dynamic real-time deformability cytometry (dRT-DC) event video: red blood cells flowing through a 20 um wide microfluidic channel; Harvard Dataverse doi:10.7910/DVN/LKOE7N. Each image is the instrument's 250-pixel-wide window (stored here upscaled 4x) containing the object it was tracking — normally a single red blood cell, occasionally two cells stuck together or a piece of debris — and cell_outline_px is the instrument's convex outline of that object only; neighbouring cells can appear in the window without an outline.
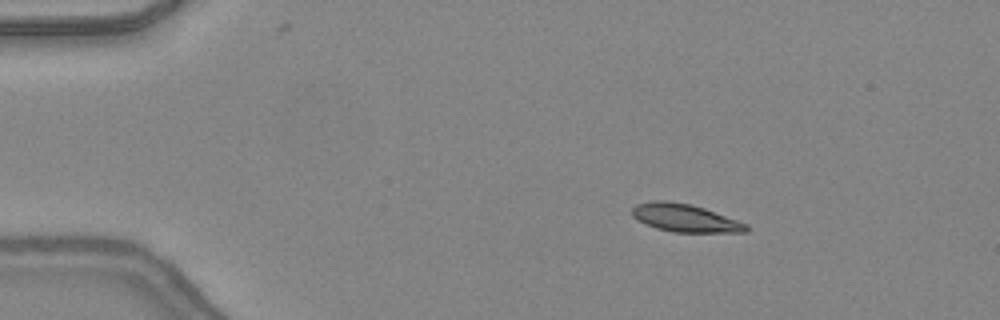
{"species": "common noctule bat (a hibernating species)", "species_latin": "Nyctalus noctula", "temperature_condition": "warm", "stored_images_in_passage": 43, "camera_frame_rate_fps": 3000, "um_per_image_px": 0.085, "animal": {"sex": "female", "body_mass_g": 24.6, "forearm_length_mm": 56.2}, "frame": {"image": 1, "passage_image": 3, "time_ms": 0.667, "image_size_px": [1000, 320], "cell_outline_px": [[748, 232], [672, 232], [656, 228], [632, 216], [632, 208], [636, 204], [652, 200], [664, 200], [692, 204], [704, 208], [748, 224]], "centroid_in_image_um": [58.23, 18.52], "position_along_channel_um": 26.8, "area_um2": 18.44}}
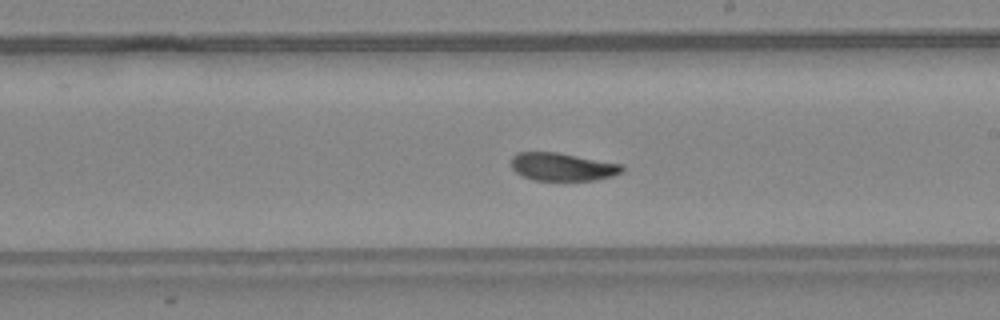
{"frame": {"image": 2, "passage_image": 23, "time_ms": 7.333, "image_size_px": [1000, 320], "cell_outline_px": [[624, 172], [612, 176], [596, 180], [532, 180], [516, 172], [512, 168], [512, 156], [516, 152], [556, 152], [624, 164]], "centroid_in_image_um": [47.84, 14.17], "position_along_channel_um": 241.2, "area_um2": 18.15}}
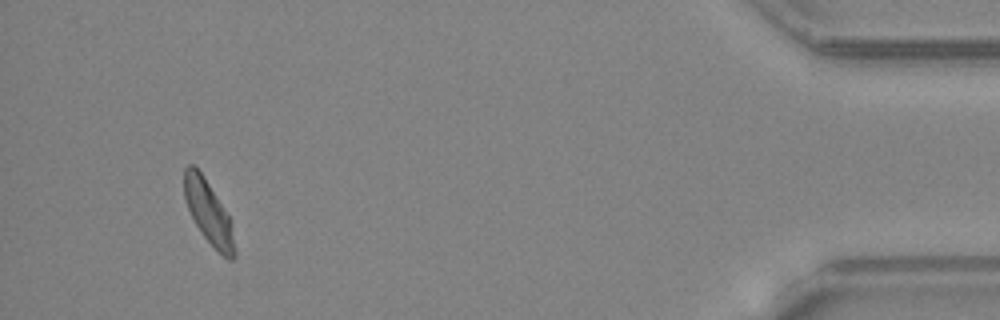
{"frame": {"image": 3, "passage_image": 40, "time_ms": 13.0, "image_size_px": [1000, 320], "cell_outline_px": [[236, 256], [232, 260], [228, 260], [204, 236], [196, 224], [184, 200], [184, 168], [188, 164], [192, 164], [204, 176], [228, 216], [236, 252]], "centroid_in_image_um": [17.69, 18.02], "position_along_channel_um": 417.5, "area_um2": 17.86}, "authors_computed_cell_mechanics": {"area_um2": 18.8428, "velocity_mm_per_s": 4.3584, "shape_relaxation_time_tau1_ms": 6.2725, "shape_relaxation_time_tau2_ms": 2.0874, "deformation_change_tau1": 0.1944, "deformation_change_tau2": 0.0786}}